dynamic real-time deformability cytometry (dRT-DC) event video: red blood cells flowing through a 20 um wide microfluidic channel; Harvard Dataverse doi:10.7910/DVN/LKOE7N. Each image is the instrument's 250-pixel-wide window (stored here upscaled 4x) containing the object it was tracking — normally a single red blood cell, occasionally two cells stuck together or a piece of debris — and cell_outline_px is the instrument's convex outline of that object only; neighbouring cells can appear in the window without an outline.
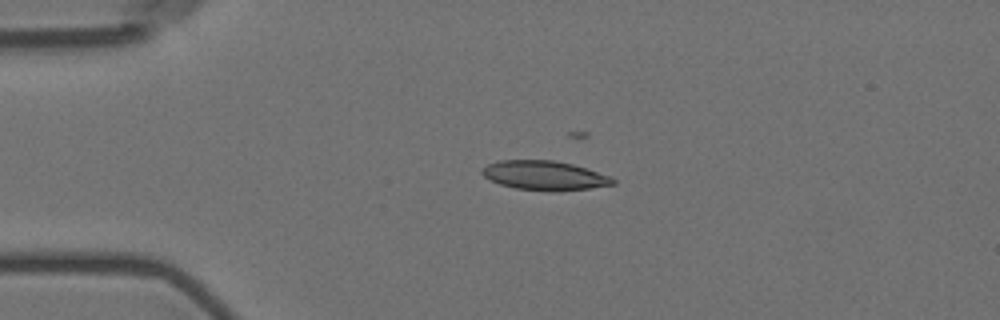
{"species": "Egyptian fruit bat (a non-hibernating species)", "species_latin": "Rousettus aegyptiacus", "temperature_condition": "room temperature", "stored_images_in_passage": 7, "camera_frame_rate_fps": 3000, "um_per_image_px": 0.085, "animal": {"sex": "female"}, "frame": {"image": 1, "passage_image": 4, "time_ms": 4.333, "image_size_px": [1000, 320], "cell_outline_px": [[616, 184], [588, 188], [556, 192], [552, 192], [516, 188], [500, 184], [484, 176], [480, 172], [488, 164], [500, 160], [556, 160], [572, 164], [612, 176], [616, 180]], "centroid_in_image_um": [46.33, 14.92], "position_along_channel_um": 38.7, "area_um2": 22.37}}